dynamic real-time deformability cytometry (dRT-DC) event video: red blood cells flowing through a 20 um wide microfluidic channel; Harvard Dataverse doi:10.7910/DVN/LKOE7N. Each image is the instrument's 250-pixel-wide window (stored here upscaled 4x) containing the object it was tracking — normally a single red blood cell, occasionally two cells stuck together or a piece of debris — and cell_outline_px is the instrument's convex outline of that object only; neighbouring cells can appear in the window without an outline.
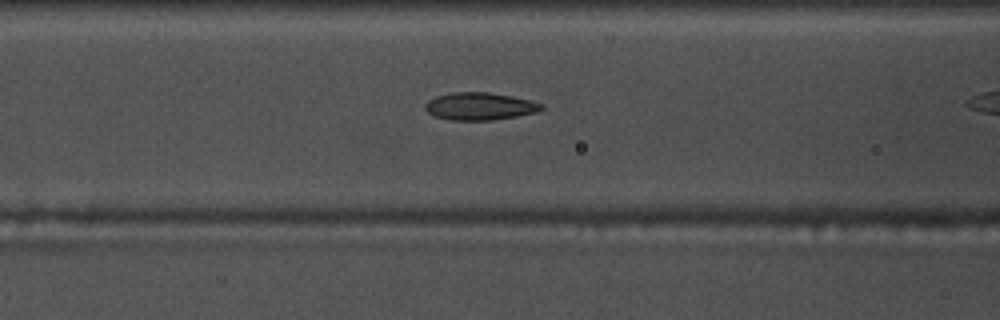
{"species": "common noctule bat (a hibernating species)", "species_latin": "Nyctalus noctula", "temperature_condition": "warm", "stored_images_in_passage": 40, "camera_frame_rate_fps": 3000, "um_per_image_px": 0.085, "animal": {"sex": "male", "body_mass_g": 17.5, "forearm_length_mm": 52.3}, "frame": {"image": 1, "passage_image": 18, "time_ms": 5.667, "image_size_px": [1000, 320], "cell_outline_px": [[544, 108], [536, 112], [516, 116], [492, 120], [452, 120], [436, 116], [428, 112], [424, 108], [424, 104], [428, 100], [436, 96], [452, 92], [488, 92], [512, 96], [544, 104]], "centroid_in_image_um": [40.77, 9.03], "position_along_channel_um": 125.8, "area_um2": 18.55}}